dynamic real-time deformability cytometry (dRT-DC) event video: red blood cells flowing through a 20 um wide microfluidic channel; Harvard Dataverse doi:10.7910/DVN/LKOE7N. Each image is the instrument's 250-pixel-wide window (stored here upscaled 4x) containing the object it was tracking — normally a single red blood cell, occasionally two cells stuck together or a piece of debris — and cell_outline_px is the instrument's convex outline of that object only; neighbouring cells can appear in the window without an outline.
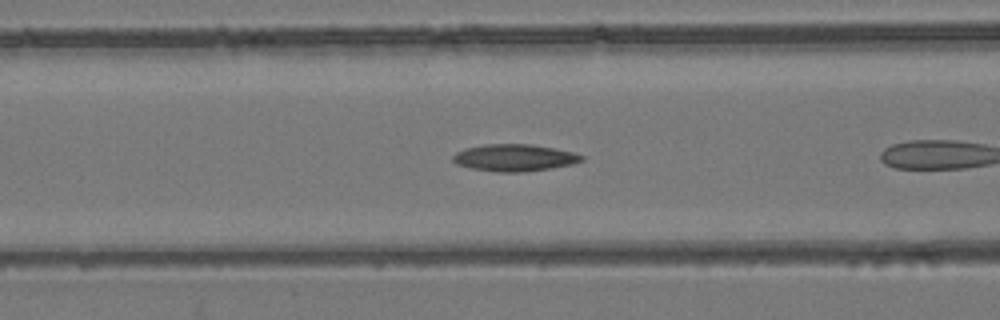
{"species": "common noctule bat (a hibernating species)", "species_latin": "Nyctalus noctula", "temperature_condition": "room temperature", "stored_images_in_passage": 17, "camera_frame_rate_fps": 3000, "um_per_image_px": 0.085, "animal": {"sex": "female", "body_mass_g": 24.6, "forearm_length_mm": 56.2}, "frame": {"image": 1, "passage_image": 6, "time_ms": 1.667, "image_size_px": [1000, 320], "cell_outline_px": [[584, 160], [572, 164], [552, 168], [520, 172], [496, 172], [472, 168], [456, 164], [452, 160], [452, 156], [456, 152], [464, 148], [484, 144], [532, 144], [572, 152], [584, 156]], "centroid_in_image_um": [43.7, 13.4], "position_along_channel_um": 122.9, "area_um2": 20.23}}
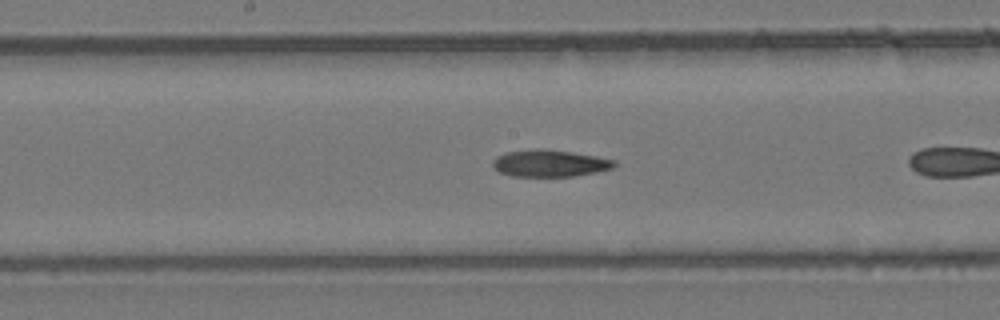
{"frame": {"image": 2, "passage_image": 12, "time_ms": 3.667, "image_size_px": [1000, 320], "cell_outline_px": [[616, 164], [612, 168], [596, 172], [572, 176], [512, 176], [500, 172], [492, 168], [492, 160], [496, 156], [508, 152], [532, 148], [540, 148], [572, 152], [596, 156], [616, 160]], "centroid_in_image_um": [46.69, 13.87], "position_along_channel_um": 201.5, "area_um2": 19.13}}
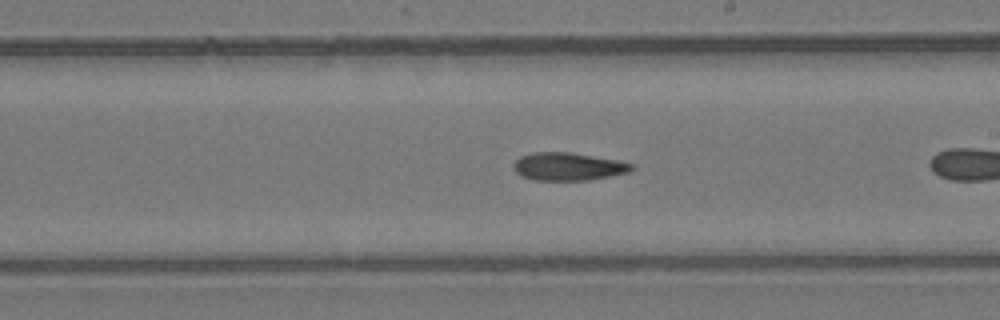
{"frame": {"image": 3, "passage_image": 15, "time_ms": 4.667, "image_size_px": [1000, 320], "cell_outline_px": [[636, 168], [628, 172], [588, 180], [536, 180], [520, 176], [512, 168], [512, 164], [520, 156], [532, 152], [572, 152], [616, 160], [632, 164]], "centroid_in_image_um": [48.24, 14.15], "position_along_channel_um": 240.8, "area_um2": 19.19}}